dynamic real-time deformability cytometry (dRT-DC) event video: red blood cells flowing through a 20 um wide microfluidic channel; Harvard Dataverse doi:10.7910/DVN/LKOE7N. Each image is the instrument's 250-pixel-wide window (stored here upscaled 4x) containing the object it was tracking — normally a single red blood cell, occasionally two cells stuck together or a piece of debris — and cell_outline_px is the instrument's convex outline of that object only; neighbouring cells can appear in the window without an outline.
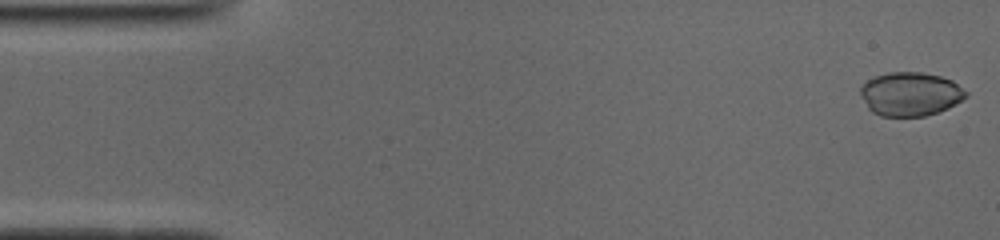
{"species": "common noctule bat (a hibernating species)", "species_latin": "Nyctalus noctula", "temperature_condition": "cold", "stored_images_in_passage": 50, "camera_frame_rate_fps": 3000, "um_per_image_px": 0.085, "animal": {"sex": "male", "body_mass_g": 19.0, "forearm_length_mm": 50.8}, "frame": {"image": 1, "passage_image": 1, "time_ms": 0.0, "image_size_px": [1000, 240], "cell_outline_px": [[968, 96], [948, 108], [924, 116], [880, 116], [872, 112], [868, 108], [860, 96], [860, 88], [868, 80], [876, 76], [888, 72], [920, 72], [940, 76], [952, 80], [968, 92]], "centroid_in_image_um": [77.37, 7.99], "position_along_channel_um": 7.6, "area_um2": 26.88}}
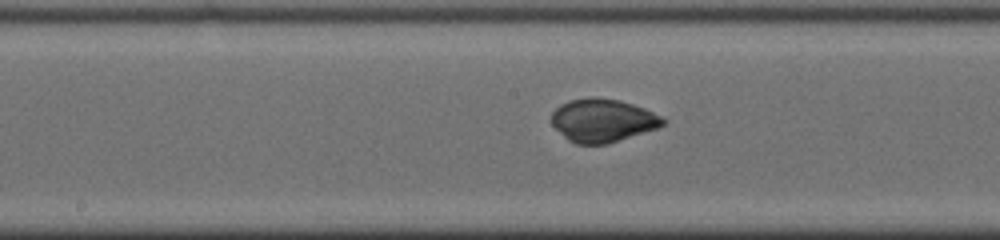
{"frame": {"image": 2, "passage_image": 25, "time_ms": 8.0, "image_size_px": [1000, 240], "cell_outline_px": [[668, 120], [664, 124], [656, 128], [608, 144], [576, 144], [568, 140], [552, 124], [552, 112], [560, 104], [568, 100], [592, 96], [620, 100], [644, 108]], "centroid_in_image_um": [51.21, 10.22], "position_along_channel_um": 197.0, "area_um2": 27.98}}
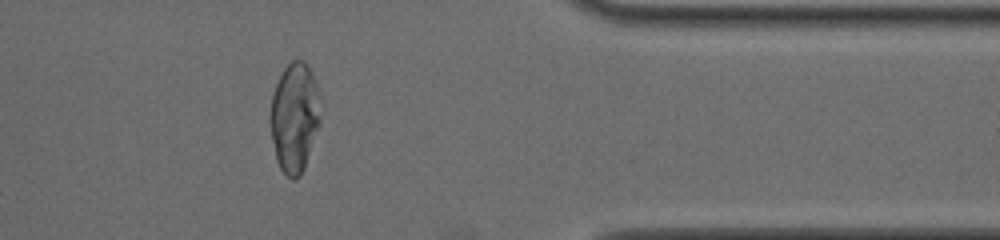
{"frame": {"image": 3, "passage_image": 41, "time_ms": 13.333, "image_size_px": [1000, 240], "cell_outline_px": [[320, 124], [304, 168], [300, 176], [296, 180], [292, 180], [280, 168], [276, 160], [268, 120], [268, 116], [272, 96], [276, 84], [284, 68], [292, 60], [304, 60], [308, 64], [312, 72], [316, 84], [320, 120]], "centroid_in_image_um": [25.0, 9.99], "position_along_channel_um": 386.4, "area_um2": 32.19}, "authors_computed_cell_mechanics": {"area_um2": 28.0619, "velocity_mm_per_s": 3.9258, "shape_relaxation_time_tau1_ms": 6.4363, "shape_relaxation_time_tau2_ms": null, "deformation_change_tau1": 0.1952, "deformation_change_tau2": null}}